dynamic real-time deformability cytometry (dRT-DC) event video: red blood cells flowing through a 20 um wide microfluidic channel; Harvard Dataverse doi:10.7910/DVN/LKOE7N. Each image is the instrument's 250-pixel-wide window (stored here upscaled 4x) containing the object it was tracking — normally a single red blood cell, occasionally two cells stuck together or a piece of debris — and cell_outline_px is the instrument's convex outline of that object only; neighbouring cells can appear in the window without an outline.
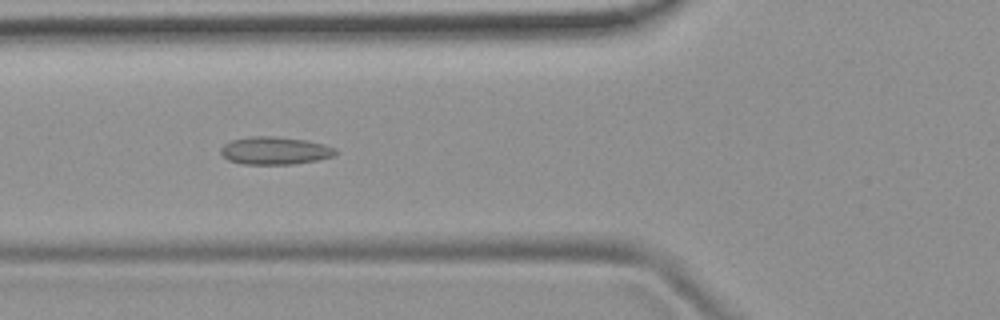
{"species": "common noctule bat (a hibernating species)", "species_latin": "Nyctalus noctula", "temperature_condition": "room temperature", "stored_images_in_passage": 8, "camera_frame_rate_fps": 3000, "um_per_image_px": 0.085, "animal": {"sex": "female", "body_mass_g": 19.9}, "frame": {"image": 1, "passage_image": 6, "time_ms": 5.667, "image_size_px": [1000, 320], "cell_outline_px": [[336, 152], [332, 156], [316, 160], [292, 164], [244, 164], [228, 160], [220, 152], [220, 148], [224, 144], [232, 140], [252, 136], [276, 136], [308, 140], [324, 144], [336, 148]], "centroid_in_image_um": [23.36, 12.79], "position_along_channel_um": 102.4, "area_um2": 18.5}}
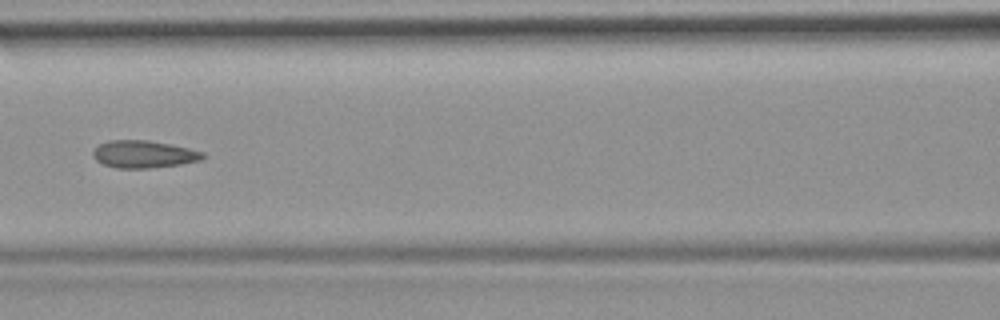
{"frame": {"image": 2, "passage_image": 7, "time_ms": 7.0, "image_size_px": [1000, 320], "cell_outline_px": [[204, 156], [200, 160], [180, 164], [148, 168], [116, 168], [104, 164], [96, 160], [92, 156], [92, 152], [100, 144], [112, 140], [148, 140], [188, 148], [204, 152]], "centroid_in_image_um": [12.19, 13.11], "position_along_channel_um": 154.4, "area_um2": 17.28}}
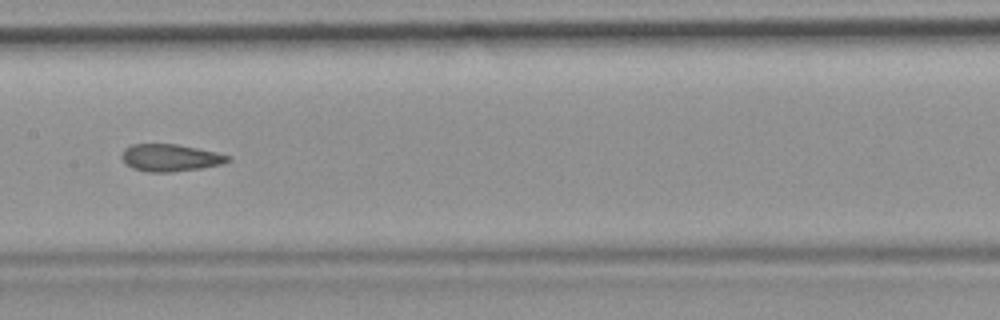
{"frame": {"image": 3, "passage_image": 8, "time_ms": 8.0, "image_size_px": [1000, 320], "cell_outline_px": [[232, 160], [220, 164], [200, 168], [172, 172], [148, 172], [132, 168], [120, 156], [124, 148], [132, 144], [176, 144], [216, 152], [232, 156]], "centroid_in_image_um": [14.48, 13.4], "position_along_channel_um": 192.9, "area_um2": 16.76}}